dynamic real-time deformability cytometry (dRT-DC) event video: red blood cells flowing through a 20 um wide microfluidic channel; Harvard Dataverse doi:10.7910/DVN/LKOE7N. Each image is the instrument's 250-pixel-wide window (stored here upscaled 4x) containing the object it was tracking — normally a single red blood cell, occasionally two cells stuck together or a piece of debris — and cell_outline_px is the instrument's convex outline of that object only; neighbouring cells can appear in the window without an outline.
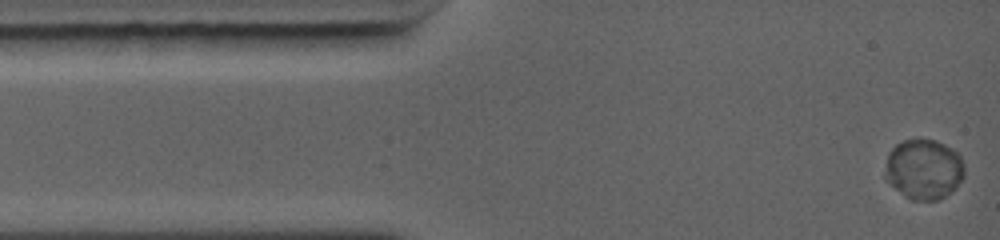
{"species": "common noctule bat (a hibernating species)", "species_latin": "Nyctalus noctula", "temperature_condition": "warm", "stored_images_in_passage": 26, "camera_frame_rate_fps": 5000, "um_per_image_px": 0.085, "animal": {"sex": "female", "body_mass_g": 19.0, "forearm_length_mm": 56.7}, "frame": {"image": 1, "passage_image": 1, "time_ms": 0.0, "image_size_px": [1000, 240], "cell_outline_px": [[964, 176], [956, 188], [952, 192], [940, 200], [912, 200], [904, 196], [884, 176], [888, 152], [896, 144], [904, 140], [936, 140], [952, 148], [960, 156], [964, 164]], "centroid_in_image_um": [78.55, 14.39], "position_along_channel_um": 6.5, "area_um2": 27.86}}
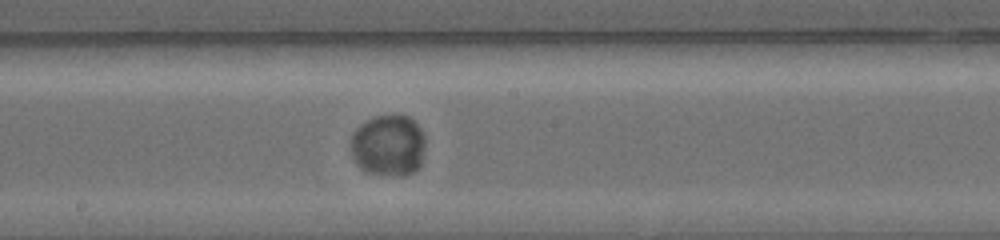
{"frame": {"image": 2, "passage_image": 12, "time_ms": 6.4, "image_size_px": [1000, 240], "cell_outline_px": [[424, 144], [420, 164], [412, 172], [404, 176], [400, 176], [364, 172], [360, 168], [352, 156], [352, 132], [360, 124], [376, 116], [408, 116], [420, 128], [424, 136]], "centroid_in_image_um": [32.99, 12.37], "position_along_channel_um": 215.2, "area_um2": 26.36}}
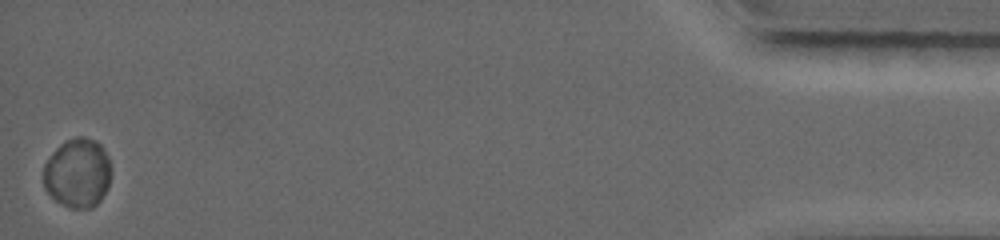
{"frame": {"image": 3, "passage_image": 26, "time_ms": 14.2, "image_size_px": [1000, 240], "cell_outline_px": [[108, 188], [100, 200], [92, 208], [72, 208], [56, 200], [44, 188], [44, 164], [52, 152], [64, 140], [76, 136], [84, 136], [96, 140], [104, 148], [108, 156]], "centroid_in_image_um": [6.58, 14.67], "position_along_channel_um": 428.6, "area_um2": 27.17}}